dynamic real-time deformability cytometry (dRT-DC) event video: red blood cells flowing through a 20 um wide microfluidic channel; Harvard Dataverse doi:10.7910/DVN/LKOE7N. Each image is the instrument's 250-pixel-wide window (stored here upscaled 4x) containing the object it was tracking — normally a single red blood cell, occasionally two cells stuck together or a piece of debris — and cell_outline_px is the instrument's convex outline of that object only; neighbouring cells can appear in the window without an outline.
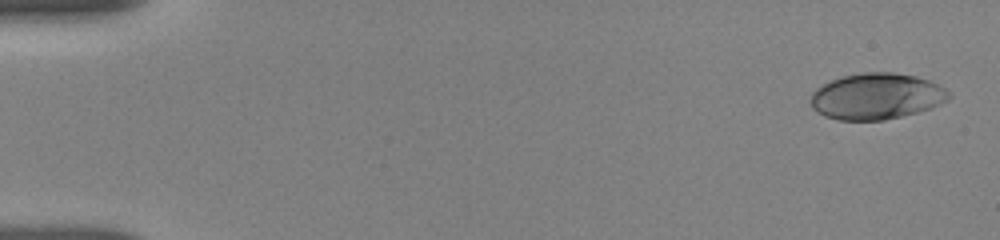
{"species": "human", "species_latin": "Homo sapiens", "temperature_condition": "room temperature", "stored_images_in_passage": 5, "camera_frame_rate_fps": 3000, "um_per_image_px": 0.085, "donor": {"sex": "female"}, "frame": {"image": 1, "passage_image": 1, "time_ms": 0.0, "image_size_px": [1000, 240], "cell_outline_px": [[952, 96], [948, 100], [932, 108], [884, 120], [836, 120], [824, 116], [812, 108], [812, 92], [816, 88], [832, 80], [844, 76], [864, 72], [892, 72], [916, 76], [928, 80], [944, 88]], "centroid_in_image_um": [74.51, 8.19], "position_along_channel_um": 10.5, "area_um2": 36.99}}